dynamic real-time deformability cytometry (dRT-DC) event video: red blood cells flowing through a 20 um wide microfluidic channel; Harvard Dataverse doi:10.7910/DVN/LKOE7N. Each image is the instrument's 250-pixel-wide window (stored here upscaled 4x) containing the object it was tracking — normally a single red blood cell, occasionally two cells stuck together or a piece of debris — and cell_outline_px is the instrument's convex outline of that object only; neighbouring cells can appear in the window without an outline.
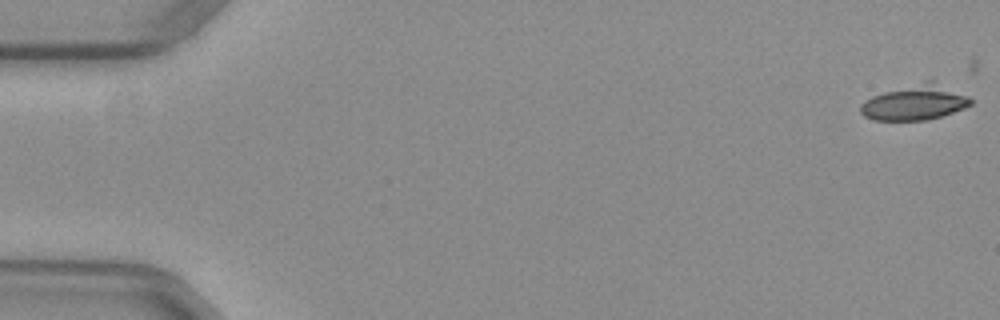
{"species": "common noctule bat (a hibernating species)", "species_latin": "Nyctalus noctula", "temperature_condition": "warm", "stored_images_in_passage": 12, "camera_frame_rate_fps": 3000, "um_per_image_px": 0.085, "animal": {"sex": "female", "body_mass_g": 29.2, "forearm_length_mm": 56.3}, "frame": {"image": 1, "passage_image": 1, "time_ms": 0.0, "image_size_px": [1000, 320], "cell_outline_px": [[972, 104], [964, 108], [940, 116], [924, 120], [872, 120], [864, 116], [860, 112], [860, 104], [864, 100], [872, 96], [884, 92], [928, 80], [932, 80], [968, 96], [972, 100]], "centroid_in_image_um": [77.74, 8.72], "position_along_channel_um": 7.3, "area_um2": 22.25}}